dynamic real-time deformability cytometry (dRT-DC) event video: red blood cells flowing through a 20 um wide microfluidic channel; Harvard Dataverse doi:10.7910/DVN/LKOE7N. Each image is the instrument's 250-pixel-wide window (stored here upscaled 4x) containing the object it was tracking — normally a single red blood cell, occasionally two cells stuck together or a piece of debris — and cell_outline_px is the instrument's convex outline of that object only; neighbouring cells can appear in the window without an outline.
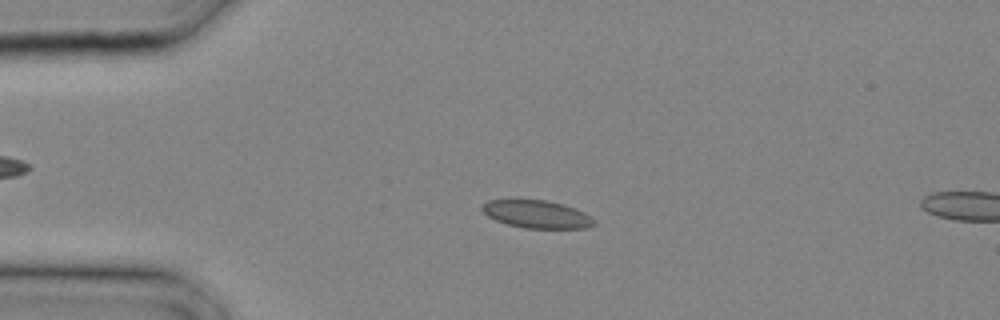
{"species": "common noctule bat (a hibernating species)", "species_latin": "Nyctalus noctula", "temperature_condition": "cold", "stored_images_in_passage": 8, "camera_frame_rate_fps": 3000, "um_per_image_px": 0.085, "animal": {"sex": "male", "body_mass_g": 20.4}, "frame": {"image": 1, "passage_image": 6, "time_ms": 1.667, "image_size_px": [1000, 320], "cell_outline_px": [[596, 224], [584, 228], [524, 228], [508, 224], [496, 220], [488, 216], [480, 208], [488, 200], [516, 196], [548, 200], [564, 204], [576, 208], [584, 212], [596, 220]], "centroid_in_image_um": [45.59, 18.14], "position_along_channel_um": 39.4, "area_um2": 18.96}}